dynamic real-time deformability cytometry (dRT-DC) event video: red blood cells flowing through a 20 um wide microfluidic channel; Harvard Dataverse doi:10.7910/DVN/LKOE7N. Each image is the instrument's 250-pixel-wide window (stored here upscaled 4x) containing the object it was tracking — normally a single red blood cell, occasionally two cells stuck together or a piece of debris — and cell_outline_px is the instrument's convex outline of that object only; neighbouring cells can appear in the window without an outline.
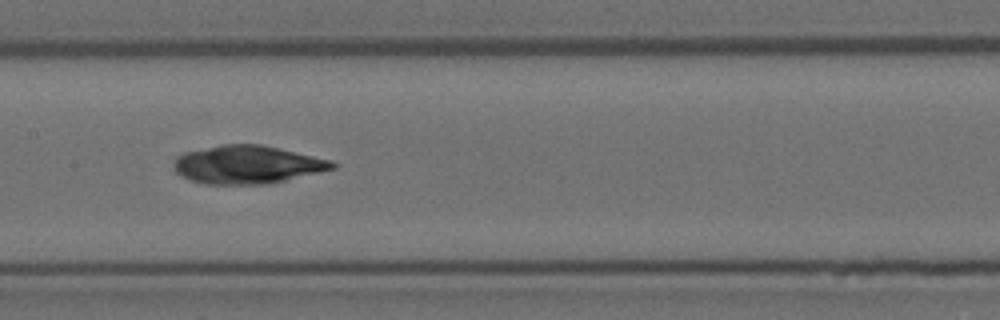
{"species": "Egyptian fruit bat (a non-hibernating species)", "species_latin": "Rousettus aegyptiacus", "temperature_condition": "room temperature", "stored_images_in_passage": 37, "camera_frame_rate_fps": 3000, "um_per_image_px": 0.085, "animal": {"sex": "female"}, "frame": {"image": 1, "passage_image": 19, "time_ms": 6.0, "image_size_px": [1000, 320], "cell_outline_px": [[340, 164], [336, 168], [268, 184], [204, 184], [188, 180], [176, 172], [176, 156], [184, 152], [224, 144], [260, 144], [332, 160]], "centroid_in_image_um": [21.05, 13.99], "position_along_channel_um": 186.4, "area_um2": 35.08}}
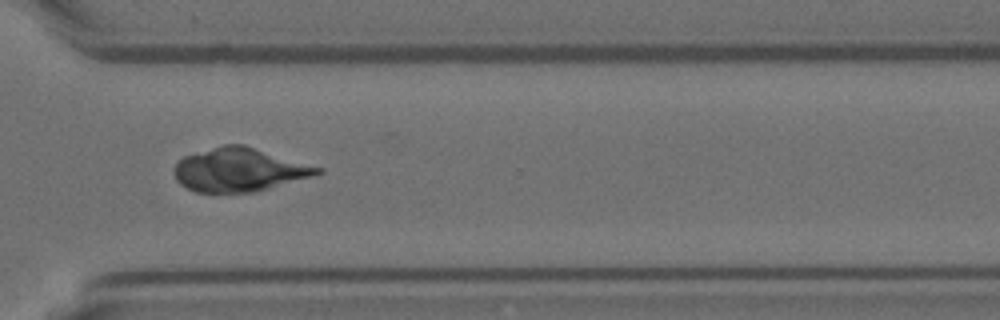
{"frame": {"image": 2, "passage_image": 32, "time_ms": 10.333, "image_size_px": [1000, 320], "cell_outline_px": [[324, 172], [312, 176], [256, 192], [196, 192], [180, 184], [176, 180], [172, 172], [176, 164], [184, 156], [224, 144], [244, 144], [324, 168]], "centroid_in_image_um": [20.35, 14.42], "position_along_channel_um": 350.2, "area_um2": 36.41}}
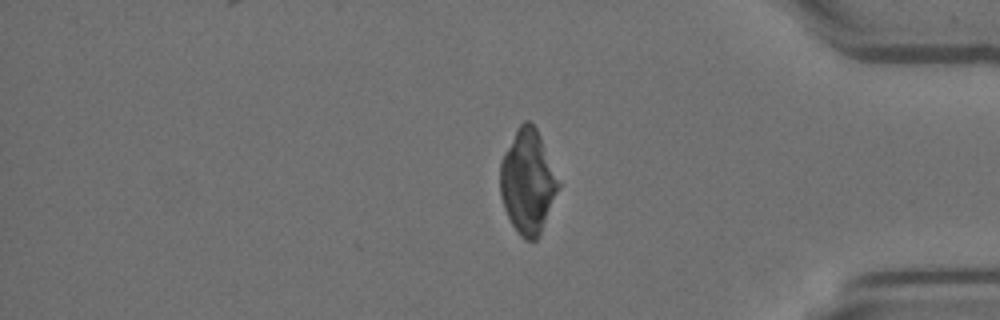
{"frame": {"image": 3, "passage_image": 37, "time_ms": 12.0, "image_size_px": [1000, 320], "cell_outline_px": [[560, 184], [540, 236], [536, 240], [524, 240], [520, 236], [512, 224], [504, 208], [500, 196], [500, 160], [516, 128], [524, 120], [528, 120], [536, 128], [540, 136]], "centroid_in_image_um": [44.83, 15.45], "position_along_channel_um": 390.4, "area_um2": 35.14}}